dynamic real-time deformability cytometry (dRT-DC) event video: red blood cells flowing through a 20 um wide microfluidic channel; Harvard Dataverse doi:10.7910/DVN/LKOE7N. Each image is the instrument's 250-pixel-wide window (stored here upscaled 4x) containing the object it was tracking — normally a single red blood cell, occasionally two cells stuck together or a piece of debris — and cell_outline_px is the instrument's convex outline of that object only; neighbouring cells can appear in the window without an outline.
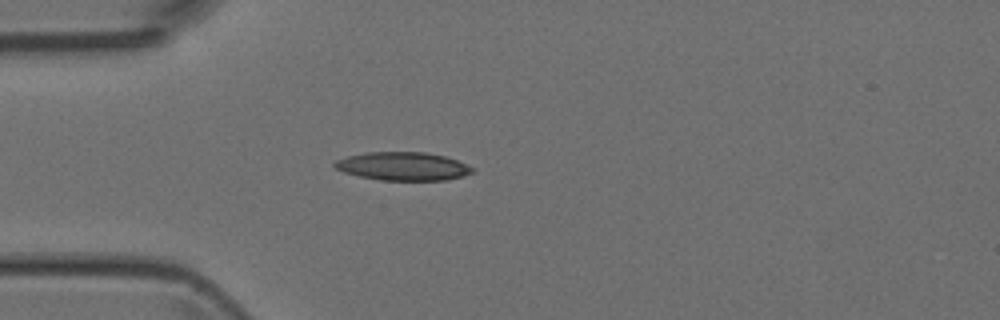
{"species": "Egyptian fruit bat (a non-hibernating species)", "species_latin": "Rousettus aegyptiacus", "temperature_condition": "room temperature", "stored_images_in_passage": 4, "camera_frame_rate_fps": 3000, "um_per_image_px": 0.085, "animal": {"sex": "female"}, "frame": {"image": 1, "passage_image": 4, "time_ms": 3.333, "image_size_px": [1000, 320], "cell_outline_px": [[476, 172], [464, 176], [444, 180], [380, 180], [360, 176], [344, 172], [336, 168], [332, 164], [336, 160], [348, 156], [368, 152], [424, 152], [444, 156], [456, 160], [476, 168]], "centroid_in_image_um": [34.29, 14.13], "position_along_channel_um": 50.7, "area_um2": 22.72}}